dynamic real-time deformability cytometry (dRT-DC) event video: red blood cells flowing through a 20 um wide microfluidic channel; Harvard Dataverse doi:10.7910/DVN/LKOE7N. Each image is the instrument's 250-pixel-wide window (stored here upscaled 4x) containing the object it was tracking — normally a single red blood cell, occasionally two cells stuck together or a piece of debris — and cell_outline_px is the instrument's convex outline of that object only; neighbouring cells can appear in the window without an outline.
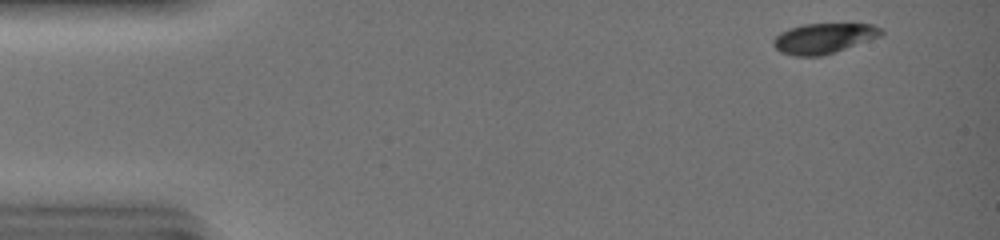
{"species": "common noctule bat (a hibernating species)", "species_latin": "Nyctalus noctula", "temperature_condition": "warm", "stored_images_in_passage": 27, "camera_frame_rate_fps": 3000, "um_per_image_px": 0.085, "animal": {"sex": "female", "body_mass_g": 19.0, "forearm_length_mm": 51.5}, "frame": {"image": 1, "passage_image": 1, "time_ms": 0.0, "image_size_px": [1000, 240], "cell_outline_px": [[884, 32], [880, 36], [824, 56], [792, 56], [780, 52], [772, 44], [772, 40], [780, 32], [788, 28], [804, 24], [872, 24], [880, 28]], "centroid_in_image_um": [69.97, 3.26], "position_along_channel_um": 15.0, "area_um2": 19.02}}
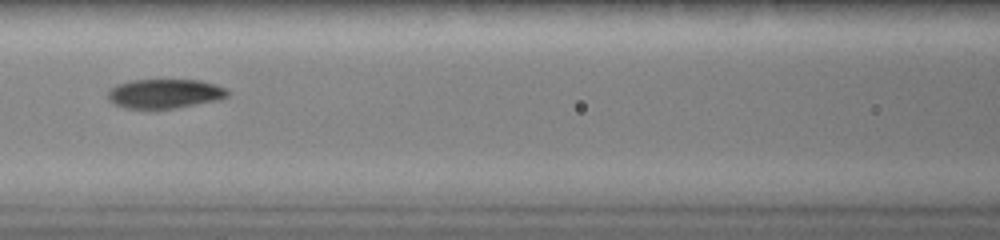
{"frame": {"image": 2, "passage_image": 19, "time_ms": 6.0, "image_size_px": [1000, 240], "cell_outline_px": [[228, 96], [220, 100], [176, 108], [152, 112], [148, 112], [124, 108], [112, 104], [108, 100], [108, 92], [116, 84], [132, 80], [200, 80], [216, 84], [224, 88], [228, 92]], "centroid_in_image_um": [13.95, 8.01], "position_along_channel_um": 152.7, "area_um2": 21.33}}
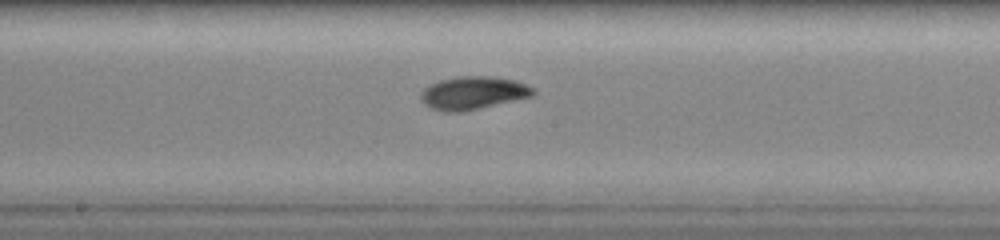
{"frame": {"image": 3, "passage_image": 23, "time_ms": 7.333, "image_size_px": [1000, 240], "cell_outline_px": [[536, 92], [532, 96], [516, 100], [464, 112], [444, 112], [428, 108], [420, 100], [420, 92], [424, 88], [440, 80], [460, 76], [488, 76], [516, 80], [536, 88]], "centroid_in_image_um": [40.21, 7.91], "position_along_channel_um": 208.0, "area_um2": 21.91}}